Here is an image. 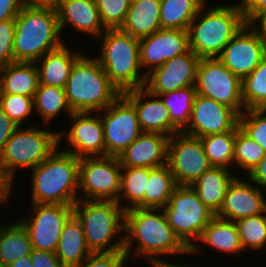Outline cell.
I'll list each match as a JSON object with an SVG mask.
<instances>
[{
    "mask_svg": "<svg viewBox=\"0 0 266 267\" xmlns=\"http://www.w3.org/2000/svg\"><path fill=\"white\" fill-rule=\"evenodd\" d=\"M200 139L212 167H233L235 131L210 134Z\"/></svg>",
    "mask_w": 266,
    "mask_h": 267,
    "instance_id": "obj_36",
    "label": "cell"
},
{
    "mask_svg": "<svg viewBox=\"0 0 266 267\" xmlns=\"http://www.w3.org/2000/svg\"><path fill=\"white\" fill-rule=\"evenodd\" d=\"M39 84L35 62H12L0 67V94L33 97Z\"/></svg>",
    "mask_w": 266,
    "mask_h": 267,
    "instance_id": "obj_26",
    "label": "cell"
},
{
    "mask_svg": "<svg viewBox=\"0 0 266 267\" xmlns=\"http://www.w3.org/2000/svg\"><path fill=\"white\" fill-rule=\"evenodd\" d=\"M239 3L247 24L266 10V0H241Z\"/></svg>",
    "mask_w": 266,
    "mask_h": 267,
    "instance_id": "obj_46",
    "label": "cell"
},
{
    "mask_svg": "<svg viewBox=\"0 0 266 267\" xmlns=\"http://www.w3.org/2000/svg\"><path fill=\"white\" fill-rule=\"evenodd\" d=\"M55 7L60 33L68 23L70 27L75 28V31L98 38L106 30L95 0H58Z\"/></svg>",
    "mask_w": 266,
    "mask_h": 267,
    "instance_id": "obj_23",
    "label": "cell"
},
{
    "mask_svg": "<svg viewBox=\"0 0 266 267\" xmlns=\"http://www.w3.org/2000/svg\"><path fill=\"white\" fill-rule=\"evenodd\" d=\"M261 110L266 114V105L261 108Z\"/></svg>",
    "mask_w": 266,
    "mask_h": 267,
    "instance_id": "obj_56",
    "label": "cell"
},
{
    "mask_svg": "<svg viewBox=\"0 0 266 267\" xmlns=\"http://www.w3.org/2000/svg\"><path fill=\"white\" fill-rule=\"evenodd\" d=\"M0 108L18 126H23L25 119L34 113L33 97L0 94Z\"/></svg>",
    "mask_w": 266,
    "mask_h": 267,
    "instance_id": "obj_40",
    "label": "cell"
},
{
    "mask_svg": "<svg viewBox=\"0 0 266 267\" xmlns=\"http://www.w3.org/2000/svg\"><path fill=\"white\" fill-rule=\"evenodd\" d=\"M13 184V181L7 176L3 166L0 164V204L8 203Z\"/></svg>",
    "mask_w": 266,
    "mask_h": 267,
    "instance_id": "obj_50",
    "label": "cell"
},
{
    "mask_svg": "<svg viewBox=\"0 0 266 267\" xmlns=\"http://www.w3.org/2000/svg\"><path fill=\"white\" fill-rule=\"evenodd\" d=\"M70 49L64 42L35 62L42 64L37 66L39 84L65 88L74 63L83 55Z\"/></svg>",
    "mask_w": 266,
    "mask_h": 267,
    "instance_id": "obj_24",
    "label": "cell"
},
{
    "mask_svg": "<svg viewBox=\"0 0 266 267\" xmlns=\"http://www.w3.org/2000/svg\"><path fill=\"white\" fill-rule=\"evenodd\" d=\"M160 0H139L131 2L124 24L123 32L142 39L161 29Z\"/></svg>",
    "mask_w": 266,
    "mask_h": 267,
    "instance_id": "obj_28",
    "label": "cell"
},
{
    "mask_svg": "<svg viewBox=\"0 0 266 267\" xmlns=\"http://www.w3.org/2000/svg\"><path fill=\"white\" fill-rule=\"evenodd\" d=\"M72 207L73 214L83 226L86 244L92 253L124 251V234L120 233L124 232L125 226L123 206L115 201L81 198Z\"/></svg>",
    "mask_w": 266,
    "mask_h": 267,
    "instance_id": "obj_5",
    "label": "cell"
},
{
    "mask_svg": "<svg viewBox=\"0 0 266 267\" xmlns=\"http://www.w3.org/2000/svg\"><path fill=\"white\" fill-rule=\"evenodd\" d=\"M244 251L266 247V211L235 221Z\"/></svg>",
    "mask_w": 266,
    "mask_h": 267,
    "instance_id": "obj_38",
    "label": "cell"
},
{
    "mask_svg": "<svg viewBox=\"0 0 266 267\" xmlns=\"http://www.w3.org/2000/svg\"><path fill=\"white\" fill-rule=\"evenodd\" d=\"M91 253L86 244L83 226L72 214L63 226L55 254L65 267H75Z\"/></svg>",
    "mask_w": 266,
    "mask_h": 267,
    "instance_id": "obj_27",
    "label": "cell"
},
{
    "mask_svg": "<svg viewBox=\"0 0 266 267\" xmlns=\"http://www.w3.org/2000/svg\"><path fill=\"white\" fill-rule=\"evenodd\" d=\"M261 189H266V155L246 176Z\"/></svg>",
    "mask_w": 266,
    "mask_h": 267,
    "instance_id": "obj_49",
    "label": "cell"
},
{
    "mask_svg": "<svg viewBox=\"0 0 266 267\" xmlns=\"http://www.w3.org/2000/svg\"><path fill=\"white\" fill-rule=\"evenodd\" d=\"M122 166L115 156L82 157L79 163L78 191L83 200L117 202Z\"/></svg>",
    "mask_w": 266,
    "mask_h": 267,
    "instance_id": "obj_10",
    "label": "cell"
},
{
    "mask_svg": "<svg viewBox=\"0 0 266 267\" xmlns=\"http://www.w3.org/2000/svg\"><path fill=\"white\" fill-rule=\"evenodd\" d=\"M15 19L0 22V67L14 62Z\"/></svg>",
    "mask_w": 266,
    "mask_h": 267,
    "instance_id": "obj_44",
    "label": "cell"
},
{
    "mask_svg": "<svg viewBox=\"0 0 266 267\" xmlns=\"http://www.w3.org/2000/svg\"><path fill=\"white\" fill-rule=\"evenodd\" d=\"M265 58L266 40L247 23L230 40L218 57L241 80L247 77Z\"/></svg>",
    "mask_w": 266,
    "mask_h": 267,
    "instance_id": "obj_15",
    "label": "cell"
},
{
    "mask_svg": "<svg viewBox=\"0 0 266 267\" xmlns=\"http://www.w3.org/2000/svg\"><path fill=\"white\" fill-rule=\"evenodd\" d=\"M71 127L59 132V145L68 142L70 149L64 151L78 158L105 156L104 127L101 115L92 112H74L70 115ZM64 137V138H63Z\"/></svg>",
    "mask_w": 266,
    "mask_h": 267,
    "instance_id": "obj_16",
    "label": "cell"
},
{
    "mask_svg": "<svg viewBox=\"0 0 266 267\" xmlns=\"http://www.w3.org/2000/svg\"><path fill=\"white\" fill-rule=\"evenodd\" d=\"M205 3L188 27L189 49L201 58H218L246 24L240 3L206 9Z\"/></svg>",
    "mask_w": 266,
    "mask_h": 267,
    "instance_id": "obj_4",
    "label": "cell"
},
{
    "mask_svg": "<svg viewBox=\"0 0 266 267\" xmlns=\"http://www.w3.org/2000/svg\"><path fill=\"white\" fill-rule=\"evenodd\" d=\"M129 261L124 251L91 253L80 265L75 267H124Z\"/></svg>",
    "mask_w": 266,
    "mask_h": 267,
    "instance_id": "obj_43",
    "label": "cell"
},
{
    "mask_svg": "<svg viewBox=\"0 0 266 267\" xmlns=\"http://www.w3.org/2000/svg\"><path fill=\"white\" fill-rule=\"evenodd\" d=\"M264 148L246 135L239 127L235 131L233 166L250 171L264 158Z\"/></svg>",
    "mask_w": 266,
    "mask_h": 267,
    "instance_id": "obj_39",
    "label": "cell"
},
{
    "mask_svg": "<svg viewBox=\"0 0 266 267\" xmlns=\"http://www.w3.org/2000/svg\"><path fill=\"white\" fill-rule=\"evenodd\" d=\"M65 94L73 113H101L121 95L110 82L99 61L84 54L71 69Z\"/></svg>",
    "mask_w": 266,
    "mask_h": 267,
    "instance_id": "obj_6",
    "label": "cell"
},
{
    "mask_svg": "<svg viewBox=\"0 0 266 267\" xmlns=\"http://www.w3.org/2000/svg\"><path fill=\"white\" fill-rule=\"evenodd\" d=\"M124 233V252L129 259L134 253L137 257L146 258V262H155L163 255H189L190 252L174 233L163 209L126 210Z\"/></svg>",
    "mask_w": 266,
    "mask_h": 267,
    "instance_id": "obj_1",
    "label": "cell"
},
{
    "mask_svg": "<svg viewBox=\"0 0 266 267\" xmlns=\"http://www.w3.org/2000/svg\"><path fill=\"white\" fill-rule=\"evenodd\" d=\"M161 29L188 30L207 0H160Z\"/></svg>",
    "mask_w": 266,
    "mask_h": 267,
    "instance_id": "obj_31",
    "label": "cell"
},
{
    "mask_svg": "<svg viewBox=\"0 0 266 267\" xmlns=\"http://www.w3.org/2000/svg\"><path fill=\"white\" fill-rule=\"evenodd\" d=\"M32 215L19 221L26 228L32 247L55 252L65 222L73 214L72 205L32 203Z\"/></svg>",
    "mask_w": 266,
    "mask_h": 267,
    "instance_id": "obj_14",
    "label": "cell"
},
{
    "mask_svg": "<svg viewBox=\"0 0 266 267\" xmlns=\"http://www.w3.org/2000/svg\"><path fill=\"white\" fill-rule=\"evenodd\" d=\"M155 263L158 265V267H193V266H190V264H176V262L173 264V263H169L168 261H164V259H160L158 261H155Z\"/></svg>",
    "mask_w": 266,
    "mask_h": 267,
    "instance_id": "obj_54",
    "label": "cell"
},
{
    "mask_svg": "<svg viewBox=\"0 0 266 267\" xmlns=\"http://www.w3.org/2000/svg\"><path fill=\"white\" fill-rule=\"evenodd\" d=\"M200 58L192 51L176 56L146 75L144 88L154 95H161L195 86Z\"/></svg>",
    "mask_w": 266,
    "mask_h": 267,
    "instance_id": "obj_18",
    "label": "cell"
},
{
    "mask_svg": "<svg viewBox=\"0 0 266 267\" xmlns=\"http://www.w3.org/2000/svg\"><path fill=\"white\" fill-rule=\"evenodd\" d=\"M167 165L177 185H192L210 165L200 137L178 132L169 138Z\"/></svg>",
    "mask_w": 266,
    "mask_h": 267,
    "instance_id": "obj_13",
    "label": "cell"
},
{
    "mask_svg": "<svg viewBox=\"0 0 266 267\" xmlns=\"http://www.w3.org/2000/svg\"><path fill=\"white\" fill-rule=\"evenodd\" d=\"M58 0H24L28 5H52L55 6Z\"/></svg>",
    "mask_w": 266,
    "mask_h": 267,
    "instance_id": "obj_53",
    "label": "cell"
},
{
    "mask_svg": "<svg viewBox=\"0 0 266 267\" xmlns=\"http://www.w3.org/2000/svg\"><path fill=\"white\" fill-rule=\"evenodd\" d=\"M35 112L45 125L63 110L70 116L73 112L68 104L65 88L38 84L33 98Z\"/></svg>",
    "mask_w": 266,
    "mask_h": 267,
    "instance_id": "obj_34",
    "label": "cell"
},
{
    "mask_svg": "<svg viewBox=\"0 0 266 267\" xmlns=\"http://www.w3.org/2000/svg\"><path fill=\"white\" fill-rule=\"evenodd\" d=\"M189 50L187 30L159 29L153 34L140 39V65L148 67L147 75L168 60L182 55Z\"/></svg>",
    "mask_w": 266,
    "mask_h": 267,
    "instance_id": "obj_19",
    "label": "cell"
},
{
    "mask_svg": "<svg viewBox=\"0 0 266 267\" xmlns=\"http://www.w3.org/2000/svg\"><path fill=\"white\" fill-rule=\"evenodd\" d=\"M197 94L233 108L239 115L245 110L242 80L218 58H201L197 67Z\"/></svg>",
    "mask_w": 266,
    "mask_h": 267,
    "instance_id": "obj_11",
    "label": "cell"
},
{
    "mask_svg": "<svg viewBox=\"0 0 266 267\" xmlns=\"http://www.w3.org/2000/svg\"><path fill=\"white\" fill-rule=\"evenodd\" d=\"M17 128L18 126L0 108V154L3 152L6 142Z\"/></svg>",
    "mask_w": 266,
    "mask_h": 267,
    "instance_id": "obj_48",
    "label": "cell"
},
{
    "mask_svg": "<svg viewBox=\"0 0 266 267\" xmlns=\"http://www.w3.org/2000/svg\"><path fill=\"white\" fill-rule=\"evenodd\" d=\"M32 249L29 234L20 221L5 226L0 223V265L8 266L30 255Z\"/></svg>",
    "mask_w": 266,
    "mask_h": 267,
    "instance_id": "obj_30",
    "label": "cell"
},
{
    "mask_svg": "<svg viewBox=\"0 0 266 267\" xmlns=\"http://www.w3.org/2000/svg\"><path fill=\"white\" fill-rule=\"evenodd\" d=\"M58 147L60 146L57 130L50 131L31 125L26 128L20 126L6 142L0 154V164L7 176L14 181L18 168L33 169Z\"/></svg>",
    "mask_w": 266,
    "mask_h": 267,
    "instance_id": "obj_9",
    "label": "cell"
},
{
    "mask_svg": "<svg viewBox=\"0 0 266 267\" xmlns=\"http://www.w3.org/2000/svg\"><path fill=\"white\" fill-rule=\"evenodd\" d=\"M106 29H118L124 24L130 0H95Z\"/></svg>",
    "mask_w": 266,
    "mask_h": 267,
    "instance_id": "obj_41",
    "label": "cell"
},
{
    "mask_svg": "<svg viewBox=\"0 0 266 267\" xmlns=\"http://www.w3.org/2000/svg\"><path fill=\"white\" fill-rule=\"evenodd\" d=\"M103 113V114H102ZM105 156L119 155L142 133L134 105L121 94L102 110Z\"/></svg>",
    "mask_w": 266,
    "mask_h": 267,
    "instance_id": "obj_12",
    "label": "cell"
},
{
    "mask_svg": "<svg viewBox=\"0 0 266 267\" xmlns=\"http://www.w3.org/2000/svg\"><path fill=\"white\" fill-rule=\"evenodd\" d=\"M177 184L166 164L150 168V176L143 198V208L163 209L169 202Z\"/></svg>",
    "mask_w": 266,
    "mask_h": 267,
    "instance_id": "obj_32",
    "label": "cell"
},
{
    "mask_svg": "<svg viewBox=\"0 0 266 267\" xmlns=\"http://www.w3.org/2000/svg\"><path fill=\"white\" fill-rule=\"evenodd\" d=\"M122 94L134 105L143 133H158L171 137L180 132L171 123L169 111L160 96L150 93L144 87Z\"/></svg>",
    "mask_w": 266,
    "mask_h": 267,
    "instance_id": "obj_21",
    "label": "cell"
},
{
    "mask_svg": "<svg viewBox=\"0 0 266 267\" xmlns=\"http://www.w3.org/2000/svg\"><path fill=\"white\" fill-rule=\"evenodd\" d=\"M242 98L245 110L266 105V58L242 80Z\"/></svg>",
    "mask_w": 266,
    "mask_h": 267,
    "instance_id": "obj_37",
    "label": "cell"
},
{
    "mask_svg": "<svg viewBox=\"0 0 266 267\" xmlns=\"http://www.w3.org/2000/svg\"><path fill=\"white\" fill-rule=\"evenodd\" d=\"M239 114L231 107L196 94L188 126L182 131L194 137L236 131Z\"/></svg>",
    "mask_w": 266,
    "mask_h": 267,
    "instance_id": "obj_17",
    "label": "cell"
},
{
    "mask_svg": "<svg viewBox=\"0 0 266 267\" xmlns=\"http://www.w3.org/2000/svg\"><path fill=\"white\" fill-rule=\"evenodd\" d=\"M163 211L189 254L200 253L197 240L216 214L201 202L196 190L190 185H177Z\"/></svg>",
    "mask_w": 266,
    "mask_h": 267,
    "instance_id": "obj_8",
    "label": "cell"
},
{
    "mask_svg": "<svg viewBox=\"0 0 266 267\" xmlns=\"http://www.w3.org/2000/svg\"><path fill=\"white\" fill-rule=\"evenodd\" d=\"M196 94L195 86H191L159 95L169 111L171 123L180 132L190 122Z\"/></svg>",
    "mask_w": 266,
    "mask_h": 267,
    "instance_id": "obj_35",
    "label": "cell"
},
{
    "mask_svg": "<svg viewBox=\"0 0 266 267\" xmlns=\"http://www.w3.org/2000/svg\"><path fill=\"white\" fill-rule=\"evenodd\" d=\"M197 241L211 246L213 252L217 250L230 255L245 252L235 222L217 216L208 223Z\"/></svg>",
    "mask_w": 266,
    "mask_h": 267,
    "instance_id": "obj_29",
    "label": "cell"
},
{
    "mask_svg": "<svg viewBox=\"0 0 266 267\" xmlns=\"http://www.w3.org/2000/svg\"><path fill=\"white\" fill-rule=\"evenodd\" d=\"M24 5V0H0V22L15 19Z\"/></svg>",
    "mask_w": 266,
    "mask_h": 267,
    "instance_id": "obj_47",
    "label": "cell"
},
{
    "mask_svg": "<svg viewBox=\"0 0 266 267\" xmlns=\"http://www.w3.org/2000/svg\"><path fill=\"white\" fill-rule=\"evenodd\" d=\"M249 182L243 181L236 177L230 184L223 205L217 217L237 221L249 216L262 214L266 211V198L264 189L259 186H255L250 179Z\"/></svg>",
    "mask_w": 266,
    "mask_h": 267,
    "instance_id": "obj_20",
    "label": "cell"
},
{
    "mask_svg": "<svg viewBox=\"0 0 266 267\" xmlns=\"http://www.w3.org/2000/svg\"><path fill=\"white\" fill-rule=\"evenodd\" d=\"M80 158L57 148L31 169V203L73 205L78 196Z\"/></svg>",
    "mask_w": 266,
    "mask_h": 267,
    "instance_id": "obj_3",
    "label": "cell"
},
{
    "mask_svg": "<svg viewBox=\"0 0 266 267\" xmlns=\"http://www.w3.org/2000/svg\"><path fill=\"white\" fill-rule=\"evenodd\" d=\"M30 257L34 267H65L59 261L55 252L33 248Z\"/></svg>",
    "mask_w": 266,
    "mask_h": 267,
    "instance_id": "obj_45",
    "label": "cell"
},
{
    "mask_svg": "<svg viewBox=\"0 0 266 267\" xmlns=\"http://www.w3.org/2000/svg\"><path fill=\"white\" fill-rule=\"evenodd\" d=\"M7 267H34L30 255L20 257Z\"/></svg>",
    "mask_w": 266,
    "mask_h": 267,
    "instance_id": "obj_52",
    "label": "cell"
},
{
    "mask_svg": "<svg viewBox=\"0 0 266 267\" xmlns=\"http://www.w3.org/2000/svg\"><path fill=\"white\" fill-rule=\"evenodd\" d=\"M169 136L141 133L120 155L122 167L157 168L167 164Z\"/></svg>",
    "mask_w": 266,
    "mask_h": 267,
    "instance_id": "obj_22",
    "label": "cell"
},
{
    "mask_svg": "<svg viewBox=\"0 0 266 267\" xmlns=\"http://www.w3.org/2000/svg\"><path fill=\"white\" fill-rule=\"evenodd\" d=\"M236 174L223 167H211L191 186L196 190L201 202L215 214L221 209L225 195Z\"/></svg>",
    "mask_w": 266,
    "mask_h": 267,
    "instance_id": "obj_25",
    "label": "cell"
},
{
    "mask_svg": "<svg viewBox=\"0 0 266 267\" xmlns=\"http://www.w3.org/2000/svg\"><path fill=\"white\" fill-rule=\"evenodd\" d=\"M239 128L266 152V114L261 109H246L239 115Z\"/></svg>",
    "mask_w": 266,
    "mask_h": 267,
    "instance_id": "obj_42",
    "label": "cell"
},
{
    "mask_svg": "<svg viewBox=\"0 0 266 267\" xmlns=\"http://www.w3.org/2000/svg\"><path fill=\"white\" fill-rule=\"evenodd\" d=\"M52 5L25 4L15 18L14 62H36L64 42Z\"/></svg>",
    "mask_w": 266,
    "mask_h": 267,
    "instance_id": "obj_2",
    "label": "cell"
},
{
    "mask_svg": "<svg viewBox=\"0 0 266 267\" xmlns=\"http://www.w3.org/2000/svg\"><path fill=\"white\" fill-rule=\"evenodd\" d=\"M99 39L102 40V45L96 59L119 92L122 94L144 87L146 74H140V39L120 28L106 29Z\"/></svg>",
    "mask_w": 266,
    "mask_h": 267,
    "instance_id": "obj_7",
    "label": "cell"
},
{
    "mask_svg": "<svg viewBox=\"0 0 266 267\" xmlns=\"http://www.w3.org/2000/svg\"><path fill=\"white\" fill-rule=\"evenodd\" d=\"M150 176V168L147 167H122L120 193L117 202L122 206V199L126 211L131 208H143V198L147 182Z\"/></svg>",
    "mask_w": 266,
    "mask_h": 267,
    "instance_id": "obj_33",
    "label": "cell"
},
{
    "mask_svg": "<svg viewBox=\"0 0 266 267\" xmlns=\"http://www.w3.org/2000/svg\"><path fill=\"white\" fill-rule=\"evenodd\" d=\"M147 264L151 265V267H158V265L155 262H148Z\"/></svg>",
    "mask_w": 266,
    "mask_h": 267,
    "instance_id": "obj_55",
    "label": "cell"
},
{
    "mask_svg": "<svg viewBox=\"0 0 266 267\" xmlns=\"http://www.w3.org/2000/svg\"><path fill=\"white\" fill-rule=\"evenodd\" d=\"M258 22V24H257ZM251 26L266 40V10L261 12L251 23ZM259 26V27H257Z\"/></svg>",
    "mask_w": 266,
    "mask_h": 267,
    "instance_id": "obj_51",
    "label": "cell"
}]
</instances>
